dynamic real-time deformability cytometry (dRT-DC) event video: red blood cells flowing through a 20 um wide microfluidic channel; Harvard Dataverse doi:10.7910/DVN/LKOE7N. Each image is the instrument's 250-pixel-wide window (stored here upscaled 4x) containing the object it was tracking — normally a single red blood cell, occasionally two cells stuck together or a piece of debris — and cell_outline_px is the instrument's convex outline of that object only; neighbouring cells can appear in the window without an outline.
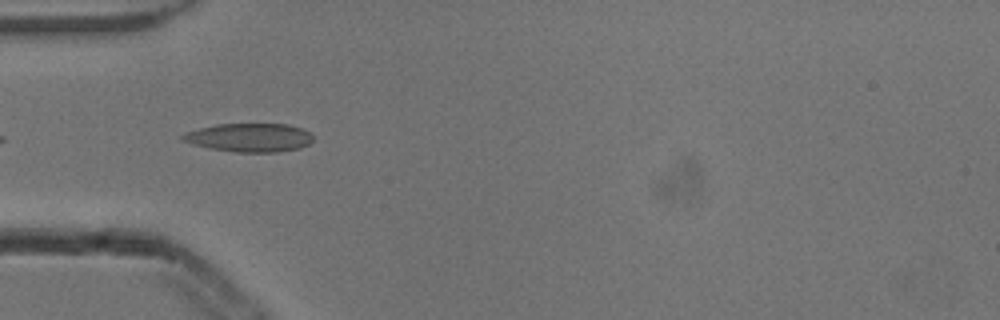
{"species": "common noctule bat (a hibernating species)", "species_latin": "Nyctalus noctula", "temperature_condition": "cold", "stored_images_in_passage": 3, "camera_frame_rate_fps": 3000, "um_per_image_px": 0.085, "animal": {"sex": "male", "body_mass_g": 13.3}, "frame": {"image": 1, "passage_image": 2, "time_ms": 0.333, "image_size_px": [1000, 320], "cell_outline_px": [[312, 140], [308, 144], [300, 148], [276, 152], [236, 152], [208, 148], [184, 140], [180, 136], [188, 132], [200, 128], [216, 124], [288, 124], [300, 128], [308, 132], [312, 136]], "centroid_in_image_um": [21.23, 11.69], "position_along_channel_um": 63.8, "area_um2": 21.39}}
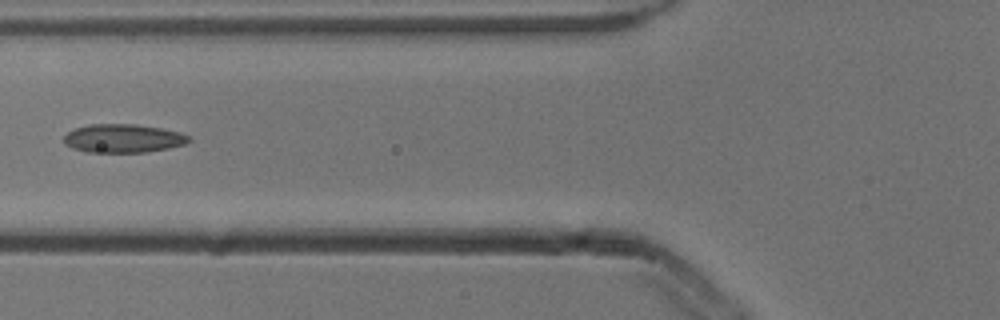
{"frame": {"image": 2, "passage_image": 3, "time_ms": 0.667, "image_size_px": [1000, 320], "cell_outline_px": [[192, 140], [184, 144], [168, 148], [144, 152], [84, 152], [72, 148], [64, 144], [64, 136], [68, 132], [76, 128], [88, 124], [136, 124], [160, 128], [180, 132], [188, 136]], "centroid_in_image_um": [10.44, 11.76], "position_along_channel_um": 115.4, "area_um2": 20.75}}